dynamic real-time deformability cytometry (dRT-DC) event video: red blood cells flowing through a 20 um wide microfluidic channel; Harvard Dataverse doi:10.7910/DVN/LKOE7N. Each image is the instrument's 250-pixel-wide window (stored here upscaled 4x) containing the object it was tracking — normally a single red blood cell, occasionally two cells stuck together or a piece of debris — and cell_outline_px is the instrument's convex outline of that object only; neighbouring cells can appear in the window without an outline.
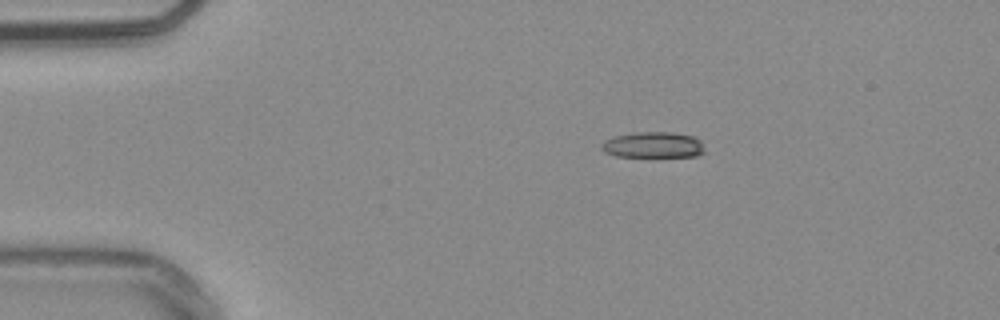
{"species": "common noctule bat (a hibernating species)", "species_latin": "Nyctalus noctula", "temperature_condition": "warm", "stored_images_in_passage": 45, "camera_frame_rate_fps": 3000, "um_per_image_px": 0.085, "animal": {"sex": "male", "body_mass_g": 20.4}, "frame": {"image": 1, "passage_image": 1, "time_ms": 0.0, "image_size_px": [1000, 320], "cell_outline_px": [[704, 152], [700, 156], [652, 160], [616, 156], [604, 152], [600, 148], [600, 144], [604, 140], [616, 136], [636, 132], [672, 132], [692, 136], [700, 140], [704, 148]], "centroid_in_image_um": [55.53, 12.39], "position_along_channel_um": 29.5, "area_um2": 16.76}}
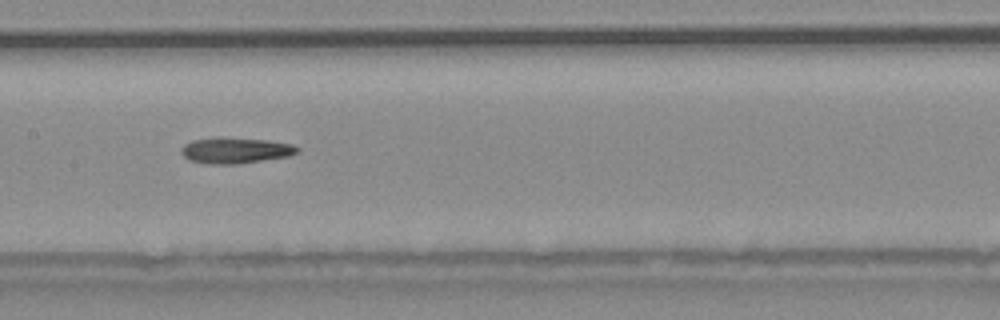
{"frame": {"image": 2, "passage_image": 18, "time_ms": 5.667, "image_size_px": [1000, 320], "cell_outline_px": [[300, 152], [288, 156], [232, 164], [204, 164], [188, 160], [180, 152], [180, 148], [184, 144], [192, 140], [268, 140], [292, 144], [300, 148]], "centroid_in_image_um": [20.01, 12.83], "position_along_channel_um": 187.4, "area_um2": 16.65}}
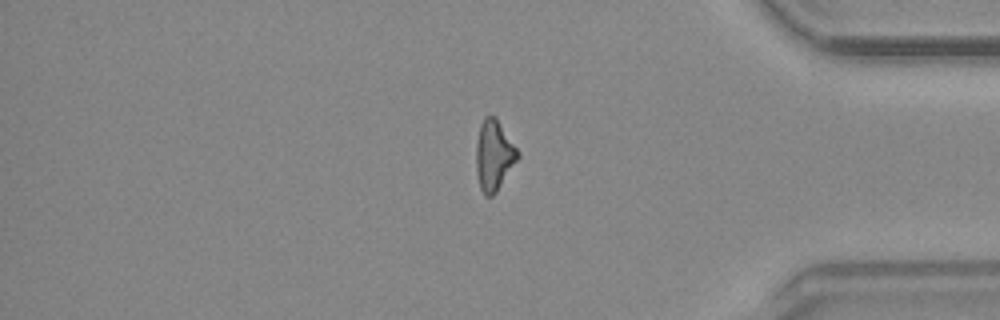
{"frame": {"image": 3, "passage_image": 36, "time_ms": 11.667, "image_size_px": [1000, 320], "cell_outline_px": [[520, 156], [496, 192], [492, 196], [484, 196], [480, 188], [476, 172], [476, 144], [480, 124], [484, 116], [496, 116], [520, 152]], "centroid_in_image_um": [41.98, 13.19], "position_along_channel_um": 393.2, "area_um2": 17.22}}